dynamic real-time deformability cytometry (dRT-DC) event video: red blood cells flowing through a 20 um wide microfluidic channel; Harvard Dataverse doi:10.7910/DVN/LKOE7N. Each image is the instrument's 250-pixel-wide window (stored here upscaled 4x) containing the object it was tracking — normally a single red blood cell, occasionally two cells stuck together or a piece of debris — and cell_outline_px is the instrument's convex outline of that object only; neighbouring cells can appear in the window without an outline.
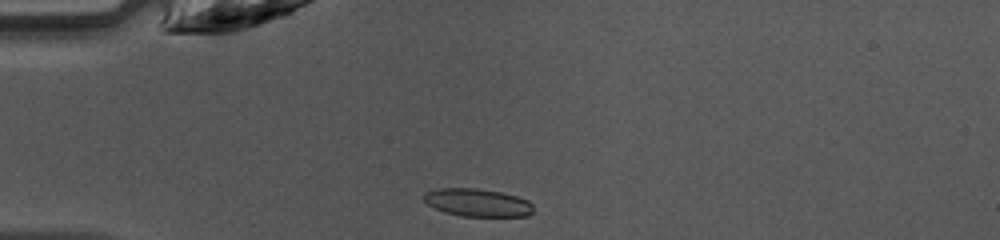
{"species": "common noctule bat (a hibernating species)", "species_latin": "Nyctalus noctula", "temperature_condition": "warm", "stored_images_in_passage": 36, "camera_frame_rate_fps": 3000, "um_per_image_px": 0.085, "animal": {"sex": "female", "body_mass_g": 10.0, "forearm_length_mm": 53.1}, "frame": {"image": 1, "passage_image": 1, "time_ms": 0.0, "image_size_px": [1000, 240], "cell_outline_px": [[532, 212], [528, 216], [460, 216], [444, 212], [428, 204], [424, 200], [424, 192], [436, 188], [476, 188], [500, 192], [516, 196], [528, 200], [532, 204]], "centroid_in_image_um": [40.57, 17.21], "position_along_channel_um": 44.4, "area_um2": 17.74}}
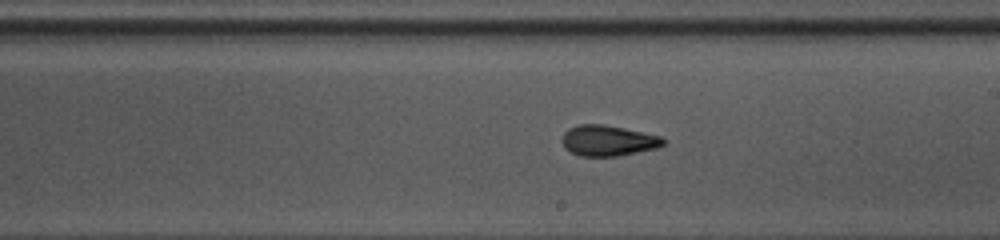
{"frame": {"image": 2, "passage_image": 16, "time_ms": 5.0, "image_size_px": [1000, 240], "cell_outline_px": [[664, 144], [656, 148], [616, 156], [580, 156], [564, 148], [560, 140], [564, 132], [568, 128], [576, 124], [604, 124], [624, 128], [660, 136], [664, 140]], "centroid_in_image_um": [51.61, 11.94], "position_along_channel_um": 237.4, "area_um2": 18.09}}
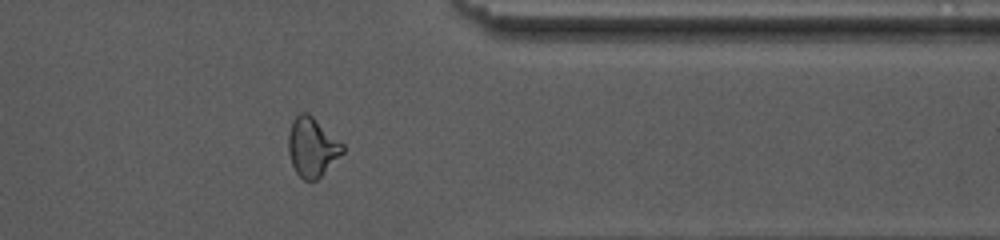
{"frame": {"image": 3, "passage_image": 27, "time_ms": 8.667, "image_size_px": [1000, 240], "cell_outline_px": [[344, 152], [316, 180], [304, 180], [296, 172], [292, 164], [288, 152], [288, 132], [292, 120], [300, 112], [308, 112], [340, 140], [344, 144]], "centroid_in_image_um": [26.52, 12.47], "position_along_channel_um": 384.9, "area_um2": 18.73}, "authors_computed_cell_mechanics": {"area_um2": 18.4382, "velocity_mm_per_s": 4.2358, "shape_relaxation_time_tau1_ms": 4.4984, "shape_relaxation_time_tau2_ms": 1.7363, "deformation_change_tau1": 0.1679, "deformation_change_tau2": 0.0768}}